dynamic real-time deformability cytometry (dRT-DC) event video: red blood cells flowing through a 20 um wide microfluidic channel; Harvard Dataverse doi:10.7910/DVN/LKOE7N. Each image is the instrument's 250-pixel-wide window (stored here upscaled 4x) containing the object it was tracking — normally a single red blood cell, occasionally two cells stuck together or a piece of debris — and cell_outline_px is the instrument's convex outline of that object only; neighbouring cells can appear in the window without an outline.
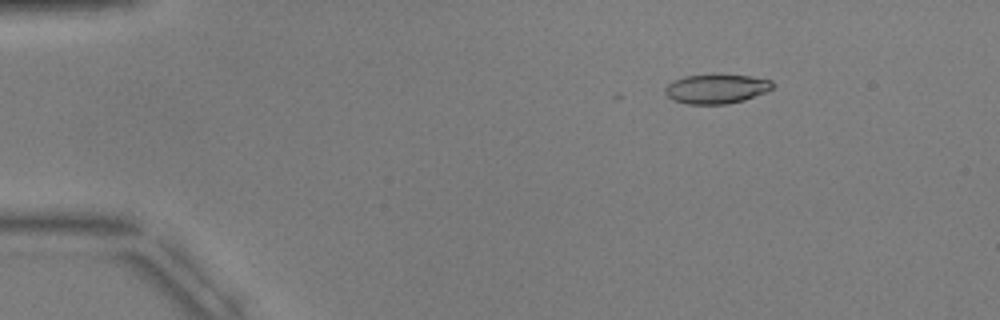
{"species": "common noctule bat (a hibernating species)", "species_latin": "Nyctalus noctula", "temperature_condition": "warm", "stored_images_in_passage": 4, "camera_frame_rate_fps": 3000, "um_per_image_px": 0.085, "animal": {"sex": "male", "body_mass_g": 17.9, "forearm_length_mm": 54.2}, "frame": {"image": 1, "passage_image": 2, "time_ms": 2.0, "image_size_px": [1000, 320], "cell_outline_px": [[776, 84], [768, 92], [744, 100], [728, 104], [688, 104], [672, 100], [664, 92], [664, 88], [672, 80], [684, 76], [712, 72], [752, 76], [772, 80]], "centroid_in_image_um": [60.91, 7.51], "position_along_channel_um": 24.1, "area_um2": 19.31}}